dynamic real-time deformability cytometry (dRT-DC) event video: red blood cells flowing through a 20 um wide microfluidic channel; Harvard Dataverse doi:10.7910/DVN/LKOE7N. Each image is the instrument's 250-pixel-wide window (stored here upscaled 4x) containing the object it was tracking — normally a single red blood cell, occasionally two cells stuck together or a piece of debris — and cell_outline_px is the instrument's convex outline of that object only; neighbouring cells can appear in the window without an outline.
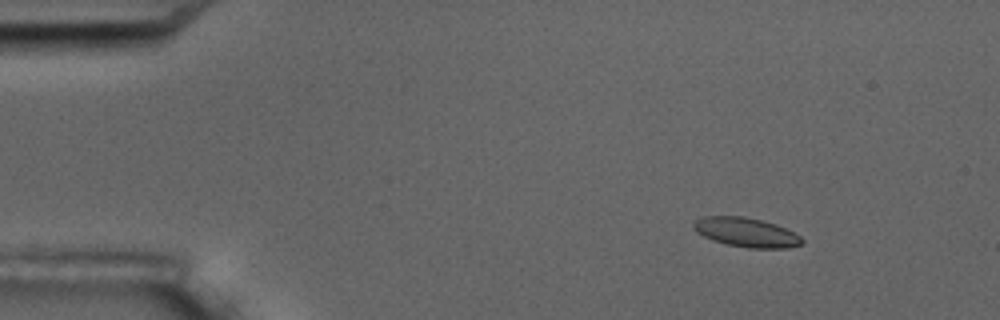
{"species": "common noctule bat (a hibernating species)", "species_latin": "Nyctalus noctula", "temperature_condition": "room temperature", "stored_images_in_passage": 17, "camera_frame_rate_fps": 3000, "um_per_image_px": 0.085, "animal": {"sex": "male", "body_mass_g": 17.5, "forearm_length_mm": 52.3}, "frame": {"image": 1, "passage_image": 3, "time_ms": 2.0, "image_size_px": [1000, 320], "cell_outline_px": [[804, 240], [800, 244], [788, 248], [748, 248], [728, 244], [712, 240], [696, 232], [692, 228], [692, 224], [696, 220], [704, 216], [744, 216], [776, 224], [800, 236]], "centroid_in_image_um": [63.4, 19.74], "position_along_channel_um": 21.6, "area_um2": 18.38}}
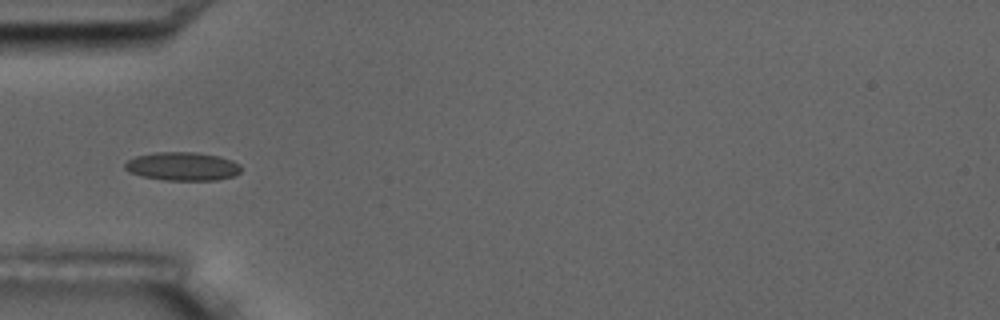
{"frame": {"image": 2, "passage_image": 6, "time_ms": 5.667, "image_size_px": [1000, 320], "cell_outline_px": [[240, 172], [232, 176], [216, 180], [164, 180], [140, 176], [128, 172], [124, 168], [124, 164], [128, 160], [136, 156], [156, 152], [196, 152], [220, 156], [232, 160], [240, 164]], "centroid_in_image_um": [15.49, 14.14], "position_along_channel_um": 69.5, "area_um2": 19.36}}
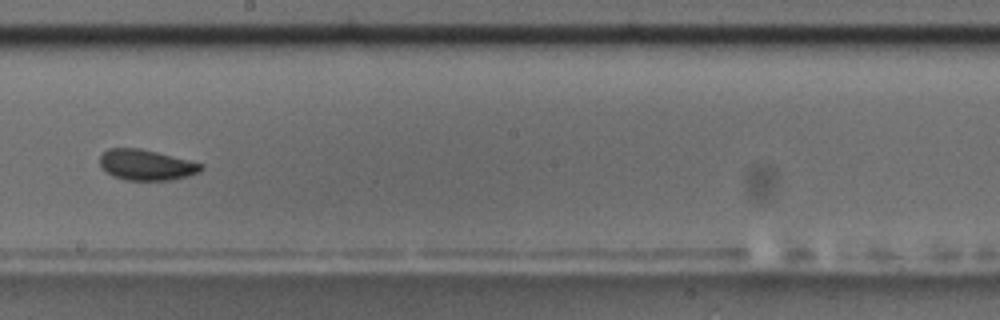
{"frame": {"image": 3, "passage_image": 10, "time_ms": 10.333, "image_size_px": [1000, 320], "cell_outline_px": [[204, 168], [200, 172], [188, 176], [168, 180], [124, 180], [112, 176], [100, 168], [100, 156], [108, 148], [140, 148], [204, 164]], "centroid_in_image_um": [12.41, 14.02], "position_along_channel_um": 235.8, "area_um2": 18.15}, "authors_computed_cell_mechanics": {"area_um2": 18.3804, "velocity_mm_per_s": 3.5769, "shape_relaxation_time_tau1_ms": 1.4124, "shape_relaxation_time_tau2_ms": 3.1581, "deformation_change_tau1": 0.0534, "deformation_change_tau2": 0.079}}